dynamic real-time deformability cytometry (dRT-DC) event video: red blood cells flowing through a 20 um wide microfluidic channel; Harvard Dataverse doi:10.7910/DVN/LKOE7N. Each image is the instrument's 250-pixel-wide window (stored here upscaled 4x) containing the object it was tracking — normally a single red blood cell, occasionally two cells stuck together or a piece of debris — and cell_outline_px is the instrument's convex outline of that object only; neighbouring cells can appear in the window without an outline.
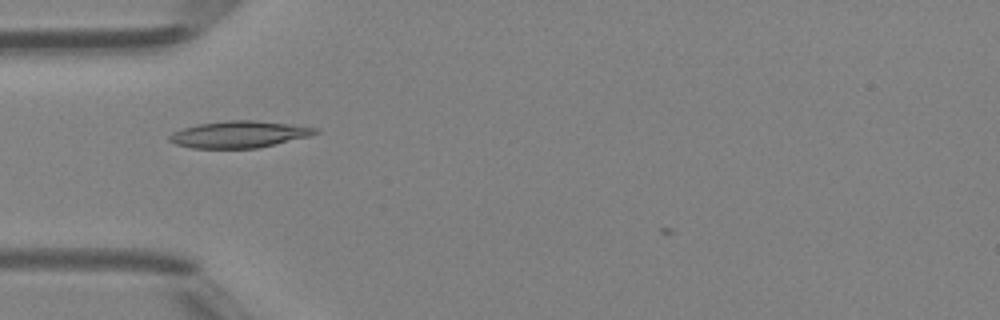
{"species": "Egyptian fruit bat (a non-hibernating species)", "species_latin": "Rousettus aegyptiacus", "temperature_condition": "room temperature", "stored_images_in_passage": 30, "camera_frame_rate_fps": 3000, "um_per_image_px": 0.085, "animal": {"sex": "female"}, "frame": {"image": 1, "passage_image": 1, "time_ms": 0.0, "image_size_px": [1000, 320], "cell_outline_px": [[320, 132], [308, 136], [256, 148], [192, 148], [176, 144], [168, 140], [168, 136], [172, 132], [196, 124], [228, 120], [256, 120], [292, 124], [320, 128]], "centroid_in_image_um": [20.32, 11.41], "position_along_channel_um": 64.7, "area_um2": 22.72}}
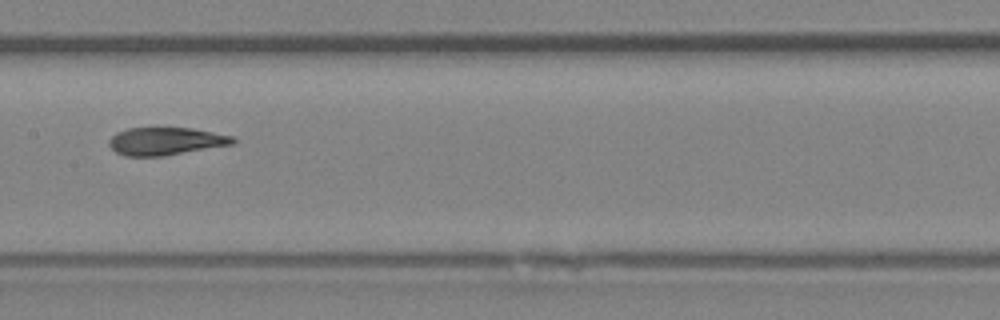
{"frame": {"image": 2, "passage_image": 10, "time_ms": 3.0, "image_size_px": [1000, 320], "cell_outline_px": [[236, 144], [164, 156], [124, 156], [116, 152], [108, 144], [108, 140], [116, 132], [128, 128], [192, 128], [232, 136], [236, 140]], "centroid_in_image_um": [14.09, 12.01], "position_along_channel_um": 193.3, "area_um2": 20.11}}
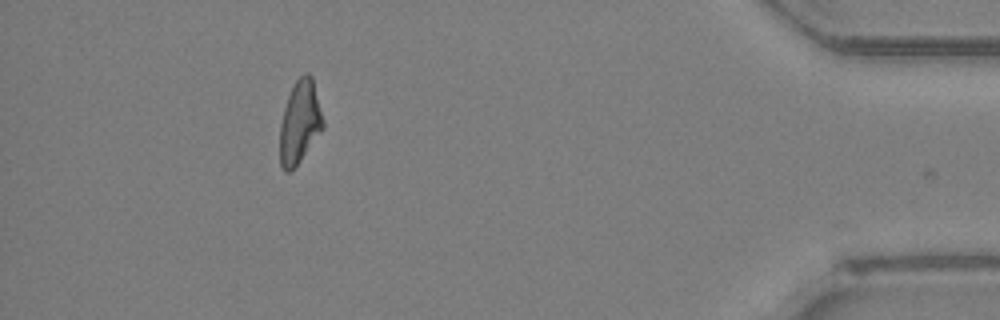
{"frame": {"image": 3, "passage_image": 29, "time_ms": 9.333, "image_size_px": [1000, 320], "cell_outline_px": [[324, 128], [300, 160], [288, 172], [284, 172], [280, 164], [280, 124], [284, 108], [292, 84], [304, 72], [308, 72], [312, 76], [324, 120]], "centroid_in_image_um": [25.48, 10.34], "position_along_channel_um": 409.7, "area_um2": 20.81}, "authors_computed_cell_mechanics": {"area_um2": 20.7502, "velocity_mm_per_s": 4.3354, "shape_relaxation_time_tau1_ms": null, "shape_relaxation_time_tau2_ms": 3.2843, "deformation_change_tau1": null, "deformation_change_tau2": 0.1005}}